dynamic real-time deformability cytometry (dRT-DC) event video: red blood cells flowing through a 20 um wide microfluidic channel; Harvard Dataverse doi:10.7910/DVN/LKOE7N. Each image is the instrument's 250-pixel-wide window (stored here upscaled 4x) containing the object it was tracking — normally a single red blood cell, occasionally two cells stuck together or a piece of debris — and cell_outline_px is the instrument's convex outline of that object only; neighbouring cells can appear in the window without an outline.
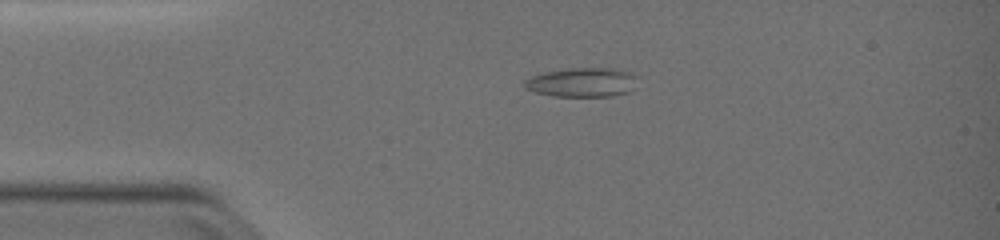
{"species": "common noctule bat (a hibernating species)", "species_latin": "Nyctalus noctula", "temperature_condition": "warm", "stored_images_in_passage": 44, "camera_frame_rate_fps": 3000, "um_per_image_px": 0.085, "animal": {"sex": "female", "body_mass_g": 19.0, "forearm_length_mm": 51.5}, "frame": {"image": 1, "passage_image": 4, "time_ms": 1.0, "image_size_px": [1000, 240], "cell_outline_px": [[640, 76], [628, 92], [612, 96], [552, 96], [536, 92], [524, 88], [524, 80], [532, 76], [544, 72], [568, 68], [608, 68], [632, 72]], "centroid_in_image_um": [49.49, 6.99], "position_along_channel_um": 35.5, "area_um2": 19.31}}
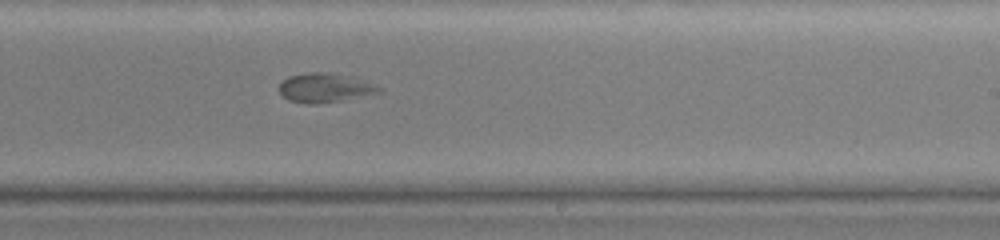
{"frame": {"image": 2, "passage_image": 25, "time_ms": 8.0, "image_size_px": [1000, 240], "cell_outline_px": [[384, 92], [320, 104], [308, 104], [288, 100], [280, 92], [280, 84], [288, 76], [308, 72], [328, 72], [356, 76], [376, 84], [384, 88]], "centroid_in_image_um": [27.71, 7.45], "position_along_channel_um": 261.3, "area_um2": 17.4}}
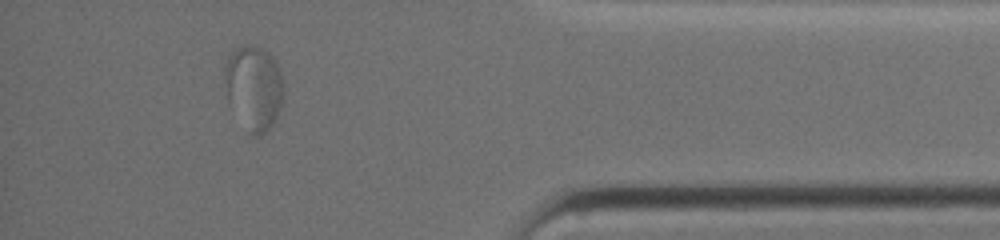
{"frame": {"image": 3, "passage_image": 39, "time_ms": 12.667, "image_size_px": [1000, 240], "cell_outline_px": [[284, 96], [280, 108], [272, 124], [260, 136], [252, 136], [248, 132], [228, 100], [224, 80], [224, 68], [228, 56], [236, 48], [244, 44], [256, 44], [268, 52], [272, 56], [280, 68], [284, 88]], "centroid_in_image_um": [21.59, 7.4], "position_along_channel_um": 413.6, "area_um2": 29.19}}